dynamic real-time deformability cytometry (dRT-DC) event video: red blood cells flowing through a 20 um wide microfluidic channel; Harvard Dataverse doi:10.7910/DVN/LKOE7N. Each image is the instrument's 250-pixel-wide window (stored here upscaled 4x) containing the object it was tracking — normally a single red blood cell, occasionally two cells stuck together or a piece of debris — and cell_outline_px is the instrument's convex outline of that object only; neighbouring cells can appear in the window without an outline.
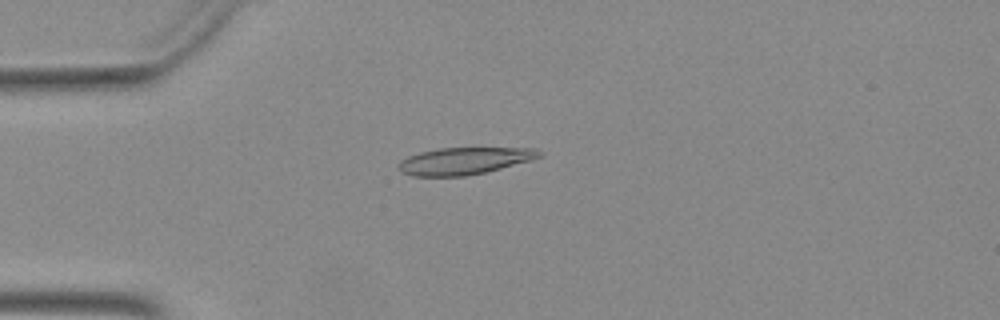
{"species": "Egyptian fruit bat (a non-hibernating species)", "species_latin": "Rousettus aegyptiacus", "temperature_condition": "warm", "stored_images_in_passage": 49, "camera_frame_rate_fps": 3000, "um_per_image_px": 0.085, "animal": {"sex": "female"}, "frame": {"image": 1, "passage_image": 13, "time_ms": 4.0, "image_size_px": [1000, 320], "cell_outline_px": [[544, 152], [540, 156], [532, 160], [484, 172], [464, 176], [416, 176], [400, 172], [396, 168], [400, 160], [408, 156], [420, 152], [440, 148], [536, 148]], "centroid_in_image_um": [39.44, 13.67], "position_along_channel_um": 45.6, "area_um2": 22.14}}
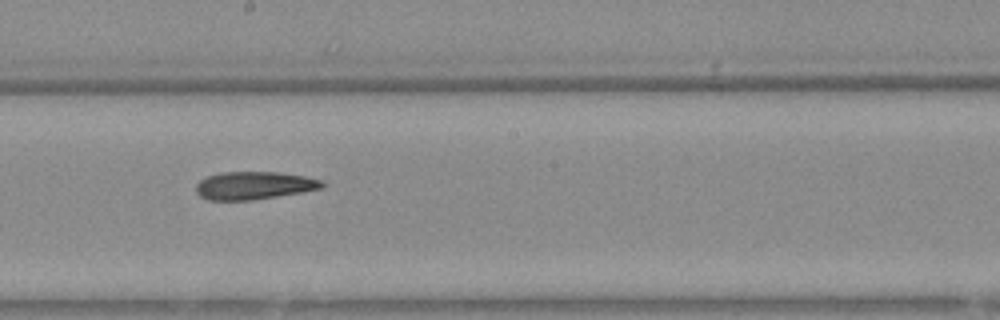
{"frame": {"image": 2, "passage_image": 28, "time_ms": 9.0, "image_size_px": [1000, 320], "cell_outline_px": [[324, 188], [252, 200], [208, 200], [200, 196], [196, 192], [196, 184], [200, 180], [208, 176], [220, 172], [280, 172], [304, 176], [324, 180]], "centroid_in_image_um": [21.59, 15.76], "position_along_channel_um": 226.6, "area_um2": 20.46}}
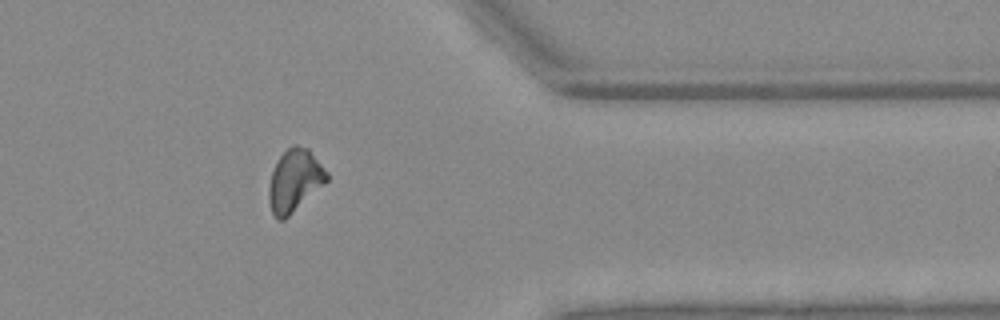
{"frame": {"image": 3, "passage_image": 41, "time_ms": 13.333, "image_size_px": [1000, 320], "cell_outline_px": [[328, 180], [324, 184], [284, 220], [276, 220], [272, 212], [268, 200], [268, 188], [272, 172], [280, 156], [292, 144], [296, 144], [308, 148], [328, 172]], "centroid_in_image_um": [25.03, 15.35], "position_along_channel_um": 386.4, "area_um2": 20.92}}